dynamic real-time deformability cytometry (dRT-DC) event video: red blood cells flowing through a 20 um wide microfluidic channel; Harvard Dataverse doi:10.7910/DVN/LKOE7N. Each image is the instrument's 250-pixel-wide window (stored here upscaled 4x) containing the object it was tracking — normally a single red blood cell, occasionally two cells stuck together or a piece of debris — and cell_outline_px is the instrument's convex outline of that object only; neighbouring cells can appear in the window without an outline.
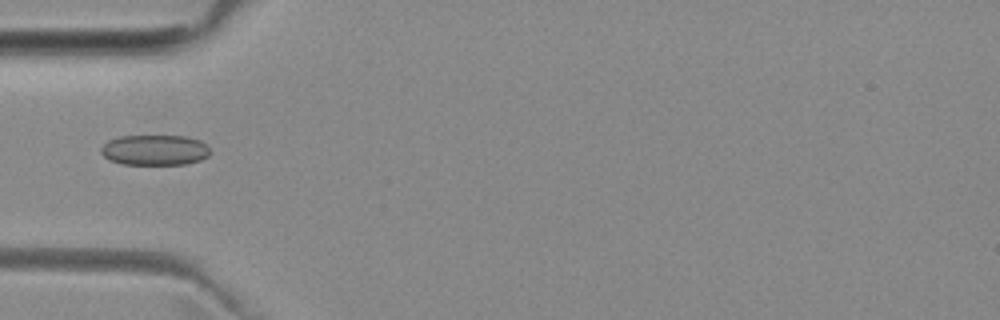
{"species": "common noctule bat (a hibernating species)", "species_latin": "Nyctalus noctula", "temperature_condition": "room temperature", "stored_images_in_passage": 4, "camera_frame_rate_fps": 3000, "um_per_image_px": 0.085, "animal": {"sex": "female", "body_mass_g": 29.2, "forearm_length_mm": 56.3}, "frame": {"image": 1, "passage_image": 4, "time_ms": 4.333, "image_size_px": [1000, 320], "cell_outline_px": [[212, 152], [208, 156], [200, 160], [184, 164], [124, 164], [108, 160], [100, 152], [100, 148], [108, 140], [120, 136], [188, 136], [200, 140]], "centroid_in_image_um": [13.14, 12.75], "position_along_channel_um": 71.9, "area_um2": 19.42}}